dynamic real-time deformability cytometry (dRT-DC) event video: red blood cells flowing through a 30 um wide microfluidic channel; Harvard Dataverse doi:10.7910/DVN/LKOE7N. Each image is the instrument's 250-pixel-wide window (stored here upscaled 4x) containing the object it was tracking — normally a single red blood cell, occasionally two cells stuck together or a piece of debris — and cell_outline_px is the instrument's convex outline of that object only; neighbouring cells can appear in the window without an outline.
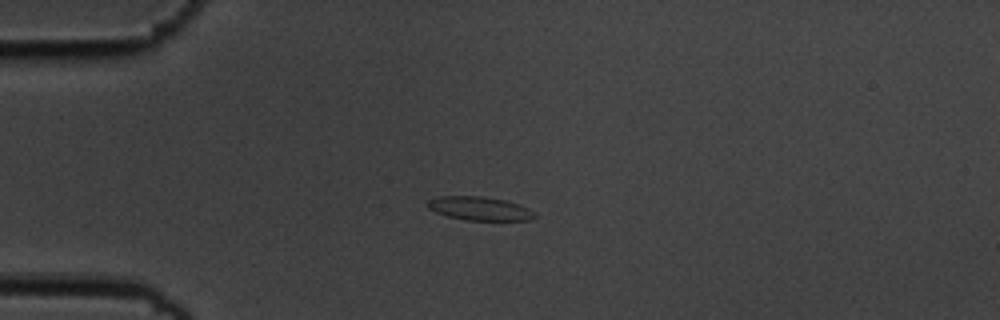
{"species": "common noctule bat (a hibernating species)", "species_latin": "Nyctalus noctula", "temperature_condition": "cold", "stored_images_in_passage": 10, "camera_frame_rate_fps": 3000, "um_per_image_px": 0.085, "animal": {"sex": "male", "body_mass_g": 19.5, "forearm_length_mm": 54.6}, "frame": {"image": 1, "passage_image": 3, "time_ms": 0.667, "image_size_px": [1000, 320], "cell_outline_px": [[536, 216], [532, 220], [464, 220], [448, 216], [436, 212], [428, 208], [424, 204], [428, 200], [436, 196], [484, 196], [504, 200], [520, 204], [536, 212]], "centroid_in_image_um": [40.76, 17.72], "position_along_channel_um": 44.2, "area_um2": 14.97}}
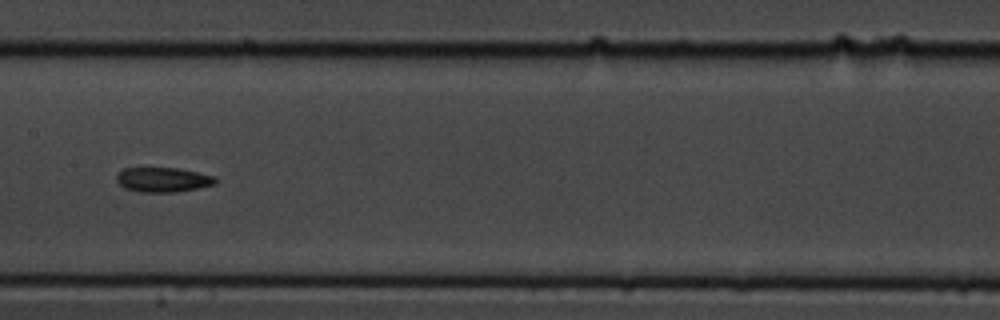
{"frame": {"image": 2, "passage_image": 7, "time_ms": 2.0, "image_size_px": [1000, 320], "cell_outline_px": [[216, 184], [176, 192], [140, 192], [124, 188], [116, 180], [116, 176], [124, 168], [176, 168], [216, 176]], "centroid_in_image_um": [13.85, 15.28], "position_along_channel_um": 193.6, "area_um2": 14.1}}
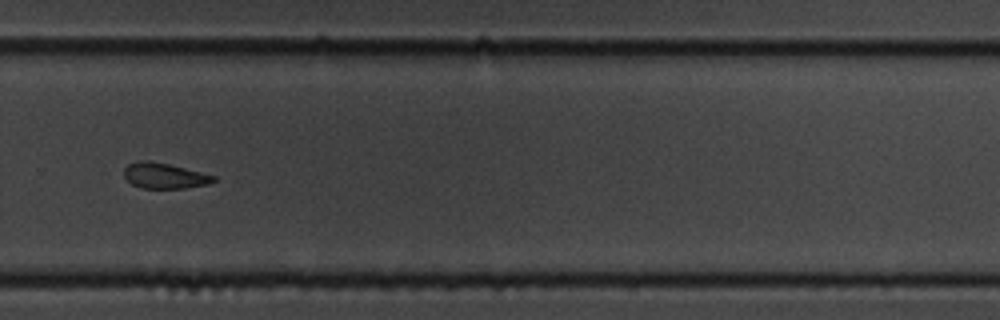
{"frame": {"image": 3, "passage_image": 10, "time_ms": 3.0, "image_size_px": [1000, 320], "cell_outline_px": [[216, 180], [208, 184], [184, 188], [140, 188], [132, 184], [124, 176], [124, 168], [128, 164], [140, 160], [148, 160], [168, 164], [216, 176]], "centroid_in_image_um": [13.95, 14.94], "position_along_channel_um": 315.8, "area_um2": 13.24}}